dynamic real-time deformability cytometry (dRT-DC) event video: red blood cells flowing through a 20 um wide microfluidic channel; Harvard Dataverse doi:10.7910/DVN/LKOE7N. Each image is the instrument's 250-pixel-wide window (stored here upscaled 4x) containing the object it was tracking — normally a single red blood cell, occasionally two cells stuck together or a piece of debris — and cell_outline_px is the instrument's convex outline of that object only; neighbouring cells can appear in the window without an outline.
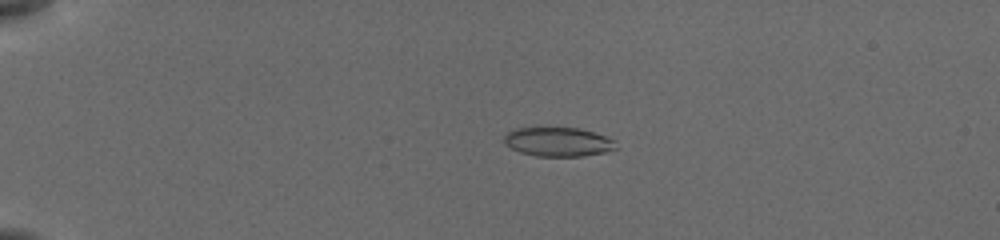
{"species": "common noctule bat (a hibernating species)", "species_latin": "Nyctalus noctula", "temperature_condition": "cold", "stored_images_in_passage": 59, "camera_frame_rate_fps": 3000, "um_per_image_px": 0.085, "animal": {"sex": "female", "body_mass_g": 19.5, "forearm_length_mm": 54.1}, "frame": {"image": 1, "passage_image": 6, "time_ms": 1.667, "image_size_px": [1000, 240], "cell_outline_px": [[620, 148], [604, 152], [580, 156], [536, 156], [520, 152], [504, 144], [504, 136], [512, 128], [536, 124], [580, 128], [616, 140]], "centroid_in_image_um": [47.39, 11.99], "position_along_channel_um": 37.6, "area_um2": 20.0}}
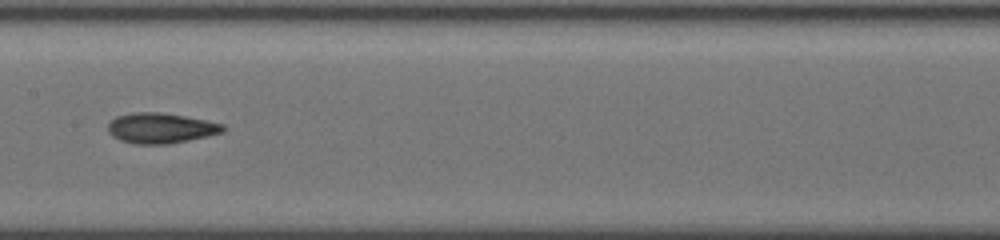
{"frame": {"image": 2, "passage_image": 37, "time_ms": 7.333, "image_size_px": [1000, 240], "cell_outline_px": [[228, 128], [224, 132], [208, 136], [168, 144], [132, 144], [120, 140], [112, 136], [108, 132], [108, 124], [116, 116], [132, 112], [160, 112], [184, 116], [224, 124]], "centroid_in_image_um": [13.66, 10.89], "position_along_channel_um": 193.7, "area_um2": 20.46}}
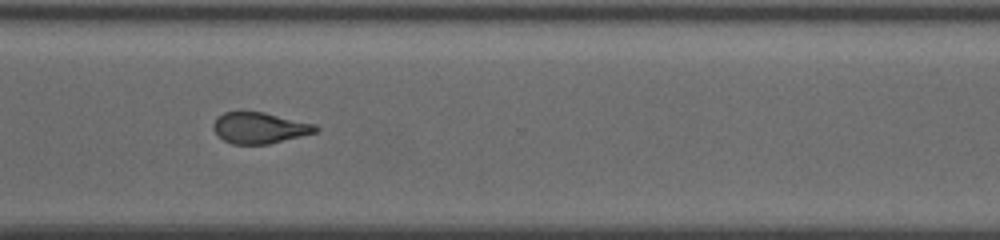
{"frame": {"image": 3, "passage_image": 58, "time_ms": 11.333, "image_size_px": [1000, 240], "cell_outline_px": [[320, 128], [316, 132], [268, 144], [232, 144], [224, 140], [212, 128], [212, 124], [216, 116], [224, 112], [264, 112], [316, 124]], "centroid_in_image_um": [22.05, 10.86], "position_along_channel_um": 348.5, "area_um2": 18.5}}